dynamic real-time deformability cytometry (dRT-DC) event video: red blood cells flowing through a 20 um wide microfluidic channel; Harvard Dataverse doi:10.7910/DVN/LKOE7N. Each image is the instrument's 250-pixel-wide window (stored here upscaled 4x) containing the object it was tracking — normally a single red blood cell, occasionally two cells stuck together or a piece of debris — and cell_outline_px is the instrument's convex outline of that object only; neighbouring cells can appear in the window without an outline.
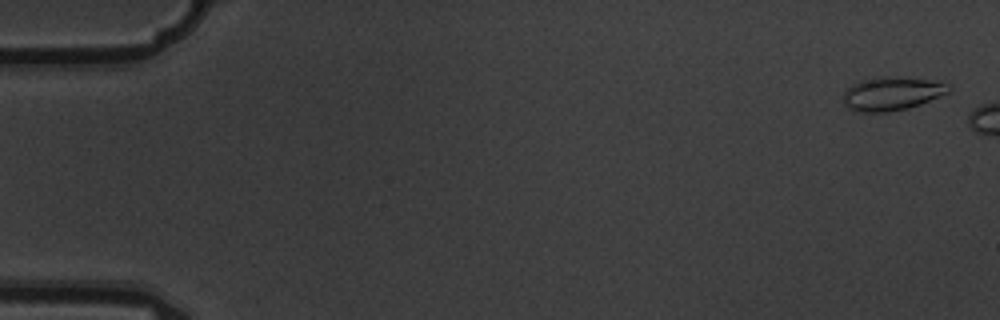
{"species": "common noctule bat (a hibernating species)", "species_latin": "Nyctalus noctula", "temperature_condition": "warm", "stored_images_in_passage": 6, "camera_frame_rate_fps": 3000, "um_per_image_px": 0.085, "animal": {"sex": "male", "body_mass_g": 19.5, "forearm_length_mm": 54.6}, "frame": {"image": 1, "passage_image": 6, "time_ms": 1.667, "image_size_px": [1000, 320], "cell_outline_px": [[948, 92], [920, 104], [908, 108], [888, 112], [860, 112], [848, 108], [844, 104], [844, 88], [852, 84], [876, 76], [888, 76], [944, 80], [948, 84]], "centroid_in_image_um": [75.8, 7.93], "position_along_channel_um": 9.2, "area_um2": 20.81}}